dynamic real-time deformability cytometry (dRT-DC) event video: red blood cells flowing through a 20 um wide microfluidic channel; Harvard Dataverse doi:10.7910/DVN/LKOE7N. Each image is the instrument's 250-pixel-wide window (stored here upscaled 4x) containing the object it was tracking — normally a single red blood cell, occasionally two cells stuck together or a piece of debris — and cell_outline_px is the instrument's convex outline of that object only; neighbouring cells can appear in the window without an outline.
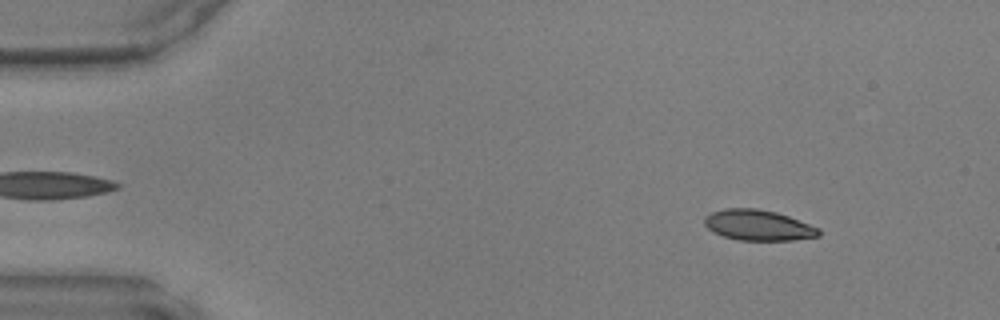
{"species": "common noctule bat (a hibernating species)", "species_latin": "Nyctalus noctula", "temperature_condition": "warm", "stored_images_in_passage": 21, "camera_frame_rate_fps": 3000, "um_per_image_px": 0.085, "animal": {"sex": "male", "body_mass_g": 17.9, "forearm_length_mm": 54.2}, "frame": {"image": 1, "passage_image": 5, "time_ms": 1.333, "image_size_px": [1000, 320], "cell_outline_px": [[820, 236], [792, 240], [736, 240], [724, 236], [708, 228], [704, 224], [704, 216], [712, 212], [724, 208], [756, 208], [776, 212], [788, 216], [820, 228]], "centroid_in_image_um": [64.45, 19.14], "position_along_channel_um": 20.6, "area_um2": 20.35}}
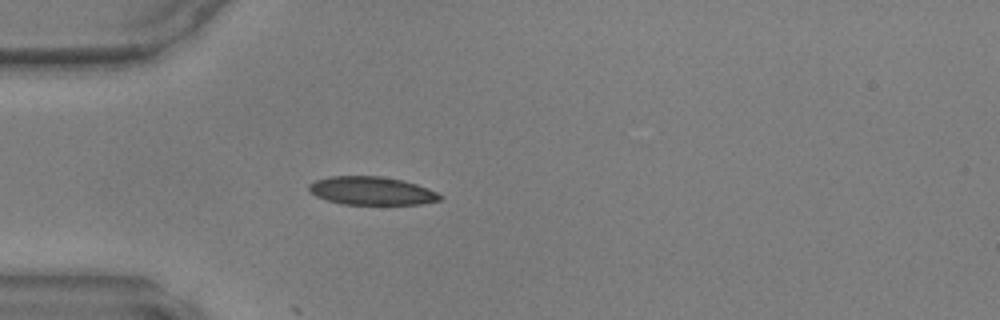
{"frame": {"image": 2, "passage_image": 13, "time_ms": 4.0, "image_size_px": [1000, 320], "cell_outline_px": [[444, 196], [440, 200], [420, 204], [344, 204], [328, 200], [316, 196], [308, 192], [308, 184], [316, 180], [328, 176], [380, 176], [404, 180], [428, 188]], "centroid_in_image_um": [31.57, 16.21], "position_along_channel_um": 53.4, "area_um2": 21.62}}
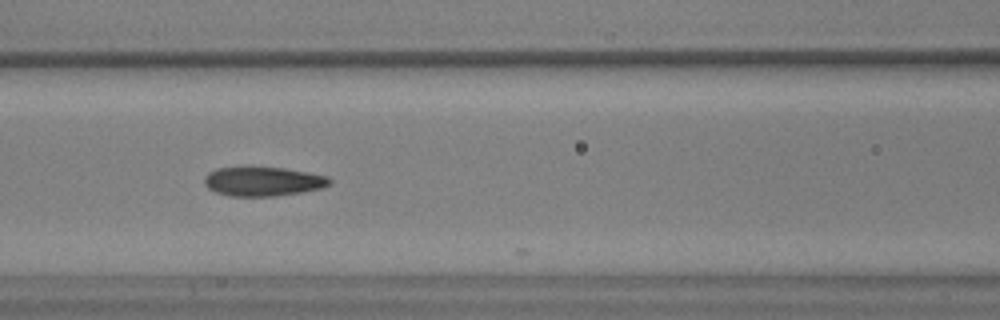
{"frame": {"image": 3, "passage_image": 20, "time_ms": 6.333, "image_size_px": [1000, 320], "cell_outline_px": [[332, 184], [324, 188], [276, 196], [228, 196], [216, 192], [208, 188], [204, 184], [204, 176], [208, 172], [216, 168], [284, 168], [328, 176], [332, 180]], "centroid_in_image_um": [22.37, 15.43], "position_along_channel_um": 144.2, "area_um2": 21.27}}